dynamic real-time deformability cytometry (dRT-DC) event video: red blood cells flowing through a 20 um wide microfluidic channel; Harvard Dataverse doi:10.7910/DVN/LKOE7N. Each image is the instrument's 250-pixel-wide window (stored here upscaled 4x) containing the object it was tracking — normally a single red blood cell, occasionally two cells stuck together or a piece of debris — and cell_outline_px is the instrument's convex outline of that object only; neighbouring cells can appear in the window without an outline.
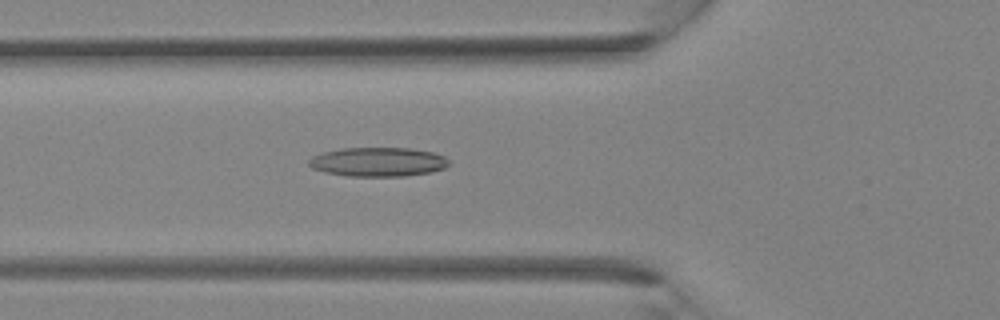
{"species": "Egyptian fruit bat (a non-hibernating species)", "species_latin": "Rousettus aegyptiacus", "temperature_condition": "room temperature", "stored_images_in_passage": 28, "camera_frame_rate_fps": 3000, "um_per_image_px": 0.085, "animal": {"sex": "female"}, "frame": {"image": 1, "passage_image": 5, "time_ms": 1.333, "image_size_px": [1000, 320], "cell_outline_px": [[452, 164], [444, 168], [432, 172], [404, 176], [348, 176], [324, 172], [312, 168], [308, 164], [308, 160], [312, 156], [324, 152], [344, 148], [408, 148], [432, 152], [444, 156]], "centroid_in_image_um": [32.14, 13.77], "position_along_channel_um": 93.7, "area_um2": 23.81}}
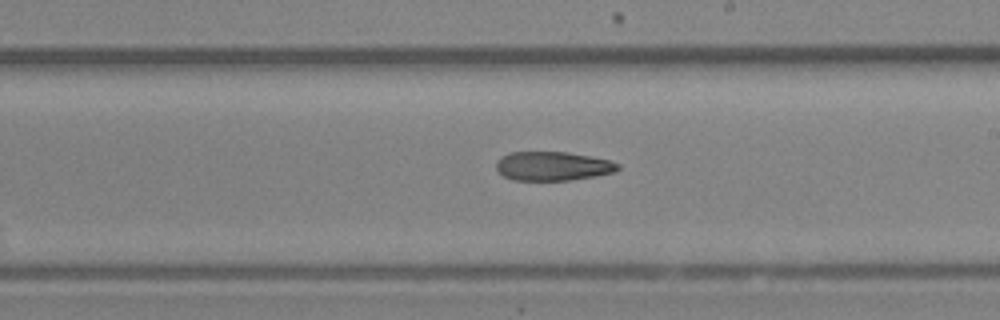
{"frame": {"image": 2, "passage_image": 13, "time_ms": 4.0, "image_size_px": [1000, 320], "cell_outline_px": [[620, 168], [612, 172], [596, 176], [568, 180], [512, 180], [504, 176], [496, 168], [496, 160], [500, 156], [512, 152], [568, 152], [608, 160], [620, 164]], "centroid_in_image_um": [46.95, 14.11], "position_along_channel_um": 242.1, "area_um2": 20.46}}
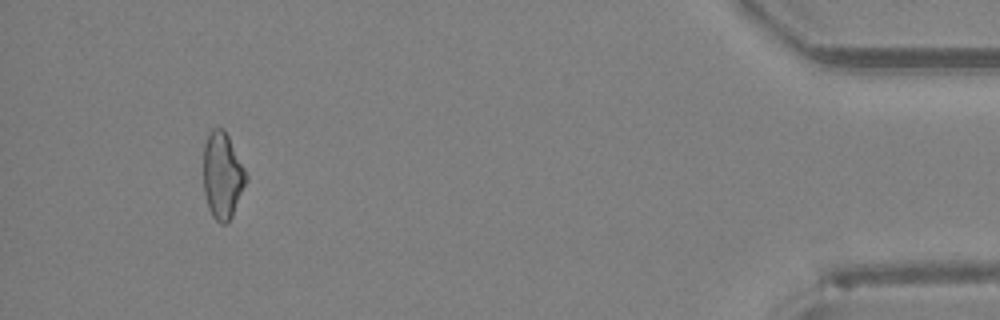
{"frame": {"image": 3, "passage_image": 26, "time_ms": 8.333, "image_size_px": [1000, 320], "cell_outline_px": [[248, 180], [232, 216], [228, 224], [220, 224], [212, 216], [208, 208], [204, 192], [204, 144], [208, 132], [212, 128], [224, 128], [248, 176]], "centroid_in_image_um": [18.91, 14.94], "position_along_channel_um": 416.3, "area_um2": 21.62}}